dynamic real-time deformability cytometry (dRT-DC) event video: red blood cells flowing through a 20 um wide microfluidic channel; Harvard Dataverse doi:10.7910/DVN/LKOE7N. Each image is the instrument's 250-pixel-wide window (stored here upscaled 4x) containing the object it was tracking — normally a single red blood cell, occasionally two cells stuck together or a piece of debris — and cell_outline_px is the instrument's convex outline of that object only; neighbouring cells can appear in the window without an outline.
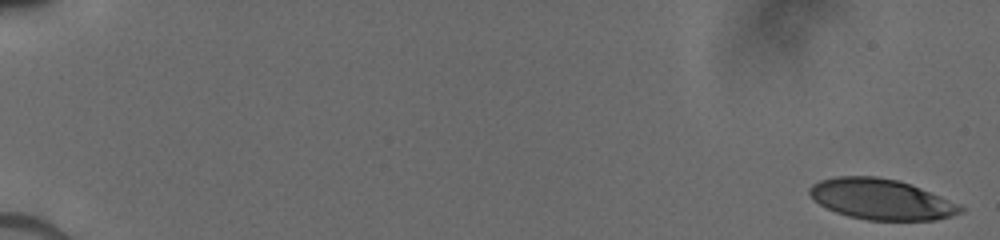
{"species": "human", "species_latin": "Homo sapiens", "temperature_condition": "cold", "stored_images_in_passage": 12, "camera_frame_rate_fps": 3000, "um_per_image_px": 0.085, "donor": {"sex": "male"}, "frame": {"image": 1, "passage_image": 1, "time_ms": 0.0, "image_size_px": [1000, 240], "cell_outline_px": [[964, 212], [952, 216], [936, 220], [868, 220], [848, 216], [836, 212], [820, 204], [808, 192], [808, 188], [812, 184], [820, 180], [836, 176], [876, 176], [896, 180], [920, 188], [960, 204], [964, 208]], "centroid_in_image_um": [74.91, 16.94], "position_along_channel_um": 10.1, "area_um2": 35.55}}
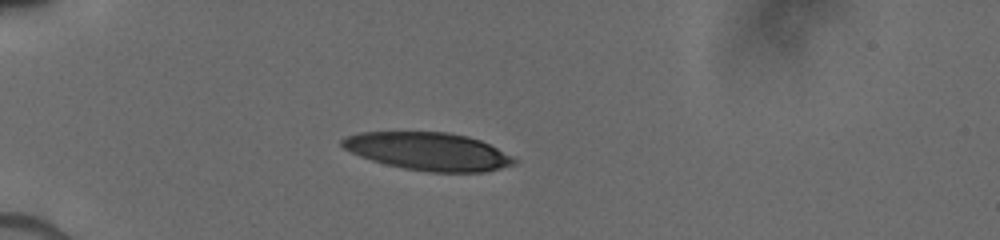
{"frame": {"image": 2, "passage_image": 9, "time_ms": 5.0, "image_size_px": [1000, 240], "cell_outline_px": [[516, 164], [488, 172], [428, 172], [404, 168], [372, 160], [360, 156], [344, 148], [340, 144], [340, 140], [348, 136], [360, 132], [448, 132], [468, 136], [480, 140], [512, 156], [516, 160]], "centroid_in_image_um": [36.43, 12.87], "position_along_channel_um": 48.6, "area_um2": 37.8}}
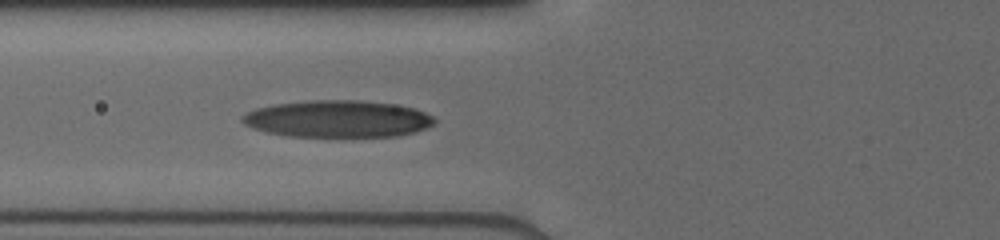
{"frame": {"image": 3, "passage_image": 12, "time_ms": 7.0, "image_size_px": [1000, 240], "cell_outline_px": [[436, 120], [428, 128], [416, 132], [396, 136], [288, 136], [268, 132], [252, 128], [244, 124], [240, 120], [240, 116], [256, 108], [272, 104], [312, 100], [356, 100], [392, 104], [412, 108], [424, 112], [432, 116]], "centroid_in_image_um": [28.67, 10.1], "position_along_channel_um": 97.1, "area_um2": 41.27}}